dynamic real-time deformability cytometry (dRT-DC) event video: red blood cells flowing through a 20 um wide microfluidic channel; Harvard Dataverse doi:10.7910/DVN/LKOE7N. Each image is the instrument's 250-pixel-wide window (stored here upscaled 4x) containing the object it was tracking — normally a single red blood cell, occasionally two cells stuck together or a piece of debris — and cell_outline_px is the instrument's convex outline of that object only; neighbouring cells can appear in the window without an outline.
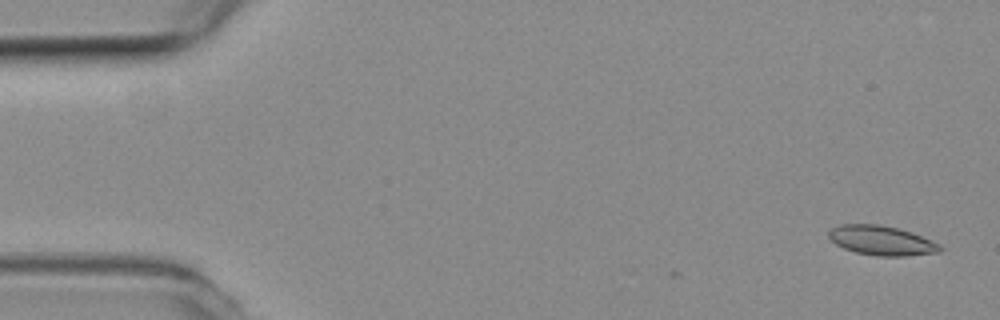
{"species": "common noctule bat (a hibernating species)", "species_latin": "Nyctalus noctula", "temperature_condition": "room temperature", "stored_images_in_passage": 3, "camera_frame_rate_fps": 3000, "um_per_image_px": 0.085, "animal": {"sex": "female", "body_mass_g": 19.3, "forearm_length_mm": 54.1}, "frame": {"image": 1, "passage_image": 1, "time_ms": 0.0, "image_size_px": [1000, 320], "cell_outline_px": [[944, 248], [940, 252], [904, 256], [876, 256], [856, 252], [844, 248], [836, 244], [828, 236], [828, 232], [832, 228], [840, 224], [880, 224], [912, 232], [932, 240], [940, 244]], "centroid_in_image_um": [74.96, 20.44], "position_along_channel_um": 10.0, "area_um2": 19.19}}